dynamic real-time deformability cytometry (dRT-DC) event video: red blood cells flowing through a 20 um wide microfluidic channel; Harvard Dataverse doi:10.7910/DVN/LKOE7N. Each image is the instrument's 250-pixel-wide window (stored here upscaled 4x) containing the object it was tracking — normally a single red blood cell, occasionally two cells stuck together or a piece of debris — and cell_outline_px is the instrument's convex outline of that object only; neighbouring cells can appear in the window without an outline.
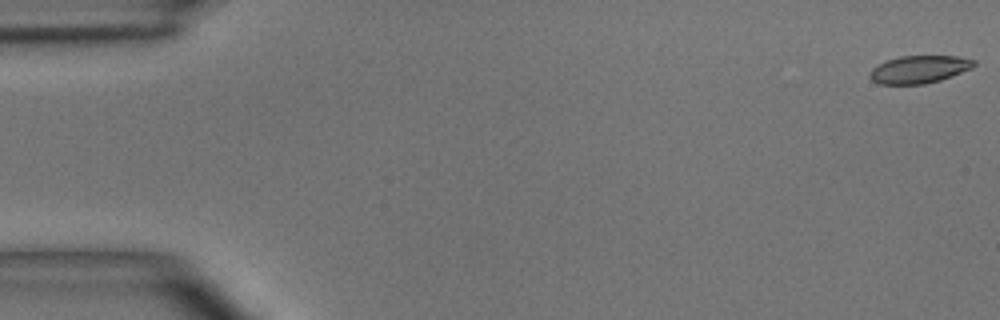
{"species": "common noctule bat (a hibernating species)", "species_latin": "Nyctalus noctula", "temperature_condition": "room temperature", "stored_images_in_passage": 46, "camera_frame_rate_fps": 3000, "um_per_image_px": 0.085, "animal": {"sex": "male", "body_mass_g": 15.6}, "frame": {"image": 1, "passage_image": 1, "time_ms": 0.0, "image_size_px": [1000, 320], "cell_outline_px": [[976, 64], [972, 68], [952, 76], [940, 80], [924, 84], [880, 84], [872, 80], [868, 76], [872, 68], [888, 60], [900, 56], [960, 56], [976, 60]], "centroid_in_image_um": [78.16, 5.89], "position_along_channel_um": 6.8, "area_um2": 16.76}}
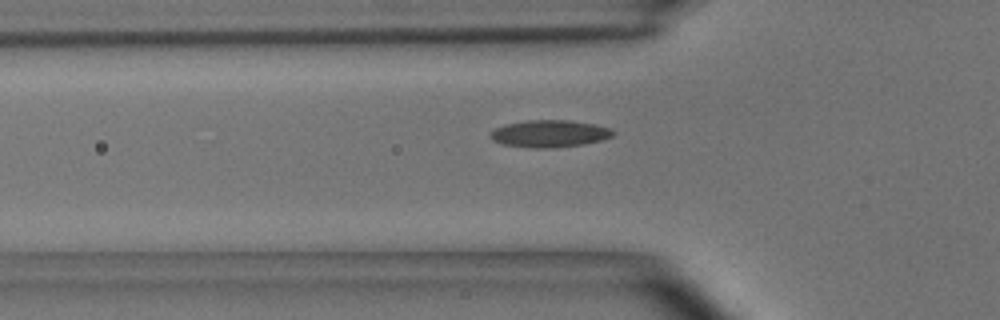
{"frame": {"image": 2, "passage_image": 17, "time_ms": 5.333, "image_size_px": [1000, 320], "cell_outline_px": [[616, 132], [612, 136], [604, 140], [584, 144], [552, 148], [532, 148], [504, 144], [492, 140], [488, 136], [488, 132], [504, 124], [528, 120], [568, 120], [596, 124], [608, 128]], "centroid_in_image_um": [46.7, 11.36], "position_along_channel_um": 79.1, "area_um2": 19.59}}
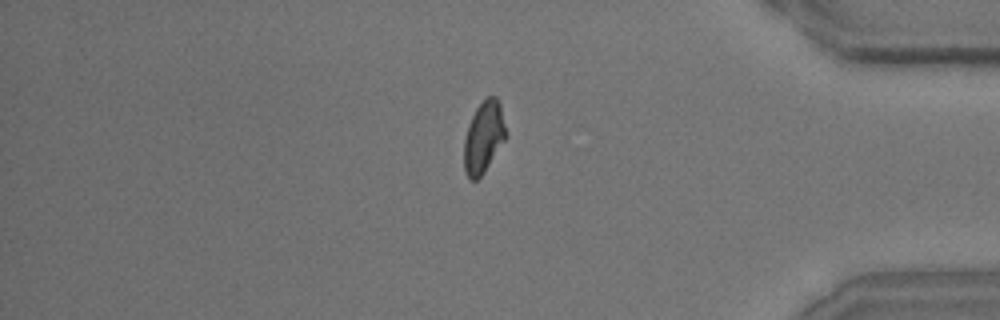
{"frame": {"image": 3, "passage_image": 43, "time_ms": 14.0, "image_size_px": [1000, 320], "cell_outline_px": [[508, 136], [484, 172], [476, 180], [472, 180], [464, 172], [464, 140], [468, 124], [476, 108], [484, 96], [496, 96], [500, 104], [508, 132]], "centroid_in_image_um": [41.13, 11.62], "position_along_channel_um": 394.1, "area_um2": 17.8}}